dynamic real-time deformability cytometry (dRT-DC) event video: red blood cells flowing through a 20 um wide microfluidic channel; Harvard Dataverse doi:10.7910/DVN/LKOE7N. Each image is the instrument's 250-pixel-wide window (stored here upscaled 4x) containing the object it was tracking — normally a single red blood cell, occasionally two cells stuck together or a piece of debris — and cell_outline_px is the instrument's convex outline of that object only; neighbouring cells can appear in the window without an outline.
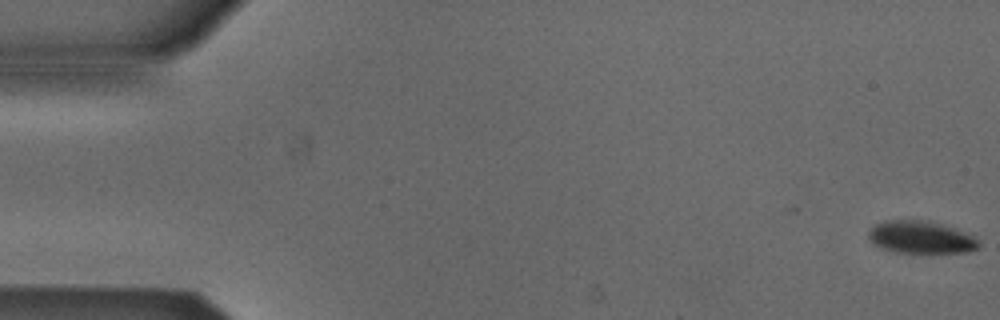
{"species": "Egyptian fruit bat (a non-hibernating species)", "species_latin": "Rousettus aegyptiacus", "temperature_condition": "cold", "stored_images_in_passage": 53, "camera_frame_rate_fps": 3000, "um_per_image_px": 0.085, "animal": {"sex": "male"}, "frame": {"image": 1, "passage_image": 1, "time_ms": 0.0, "image_size_px": [1000, 320], "cell_outline_px": [[980, 248], [968, 252], [896, 252], [872, 244], [868, 236], [868, 232], [876, 224], [888, 220], [920, 220], [952, 228], [972, 236], [980, 240]], "centroid_in_image_um": [78.27, 20.18], "position_along_channel_um": 6.7, "area_um2": 20.35}}
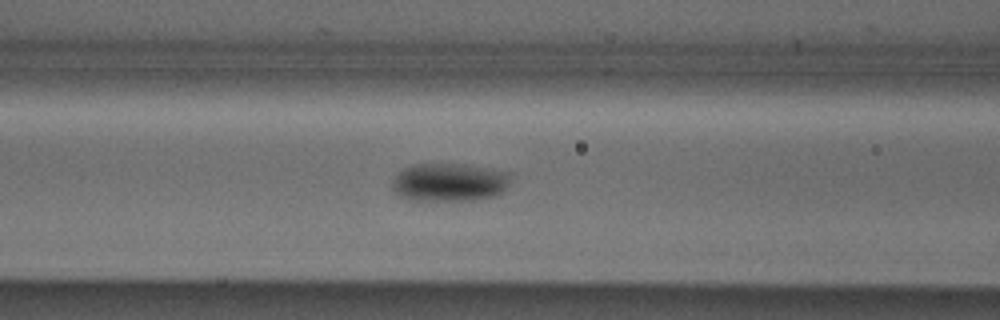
{"frame": {"image": 2, "passage_image": 22, "time_ms": 7.0, "image_size_px": [1000, 320], "cell_outline_px": [[512, 172], [508, 188], [504, 192], [496, 196], [476, 200], [412, 200], [400, 196], [392, 188], [392, 180], [404, 168], [412, 164], [460, 164]], "centroid_in_image_um": [38.25, 15.5], "position_along_channel_um": 128.4, "area_um2": 26.59}}
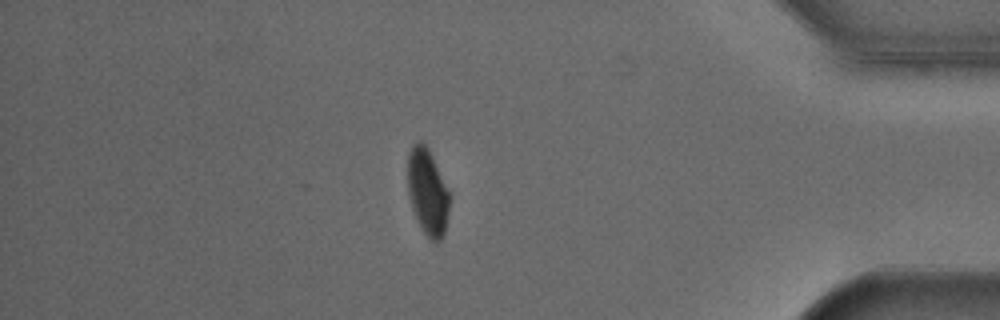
{"frame": {"image": 3, "passage_image": 46, "time_ms": 15.0, "image_size_px": [1000, 320], "cell_outline_px": [[448, 212], [444, 232], [440, 240], [436, 244], [428, 240], [412, 208], [408, 192], [408, 152], [412, 144], [416, 140], [420, 140], [428, 148], [432, 156], [448, 192]], "centroid_in_image_um": [36.31, 16.31], "position_along_channel_um": 398.9, "area_um2": 20.63}, "authors_computed_cell_mechanics": {"area_um2": 22.9466, "velocity_mm_per_s": 3.8723, "shape_relaxation_time_tau1_ms": 4.3452, "shape_relaxation_time_tau2_ms": null, "deformation_change_tau1": 0.0898, "deformation_change_tau2": null}}